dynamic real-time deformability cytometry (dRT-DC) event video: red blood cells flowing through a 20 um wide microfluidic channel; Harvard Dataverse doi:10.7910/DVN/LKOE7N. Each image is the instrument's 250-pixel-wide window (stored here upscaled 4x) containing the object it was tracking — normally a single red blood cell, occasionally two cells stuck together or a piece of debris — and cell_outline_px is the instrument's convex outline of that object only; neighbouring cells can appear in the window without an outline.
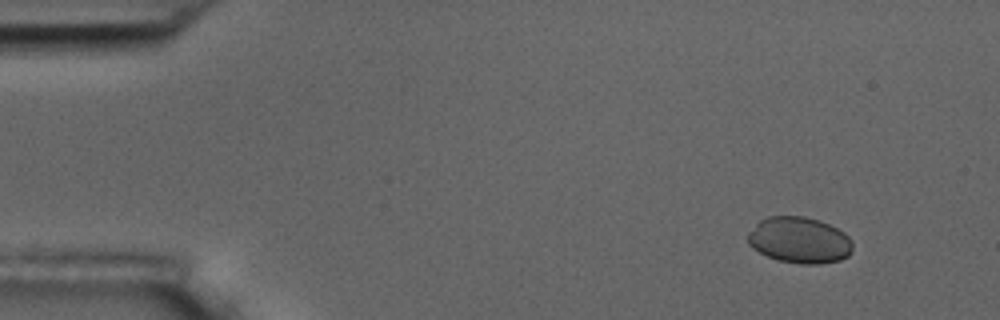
{"species": "common noctule bat (a hibernating species)", "species_latin": "Nyctalus noctula", "temperature_condition": "room temperature", "stored_images_in_passage": 5, "camera_frame_rate_fps": 3000, "um_per_image_px": 0.085, "animal": {"sex": "male", "body_mass_g": 17.5, "forearm_length_mm": 52.3}, "frame": {"image": 1, "passage_image": 1, "time_ms": 0.0, "image_size_px": [1000, 320], "cell_outline_px": [[852, 252], [848, 256], [840, 260], [820, 264], [800, 264], [776, 260], [752, 248], [748, 244], [748, 232], [760, 220], [768, 216], [804, 216], [820, 220], [844, 232], [852, 240]], "centroid_in_image_um": [67.96, 20.41], "position_along_channel_um": 17.0, "area_um2": 28.44}}
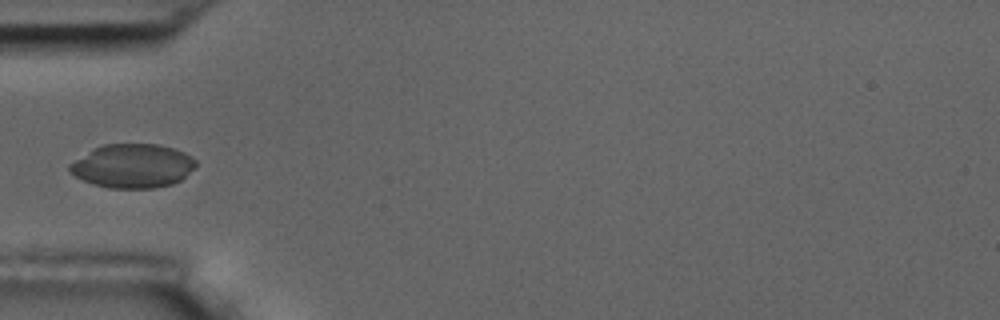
{"frame": {"image": 2, "passage_image": 5, "time_ms": 4.333, "image_size_px": [1000, 320], "cell_outline_px": [[196, 168], [180, 180], [172, 184], [152, 188], [108, 188], [92, 184], [68, 172], [68, 164], [92, 148], [100, 144], [160, 144], [184, 152], [192, 156], [196, 160]], "centroid_in_image_um": [11.26, 14.09], "position_along_channel_um": 73.7, "area_um2": 32.6}}